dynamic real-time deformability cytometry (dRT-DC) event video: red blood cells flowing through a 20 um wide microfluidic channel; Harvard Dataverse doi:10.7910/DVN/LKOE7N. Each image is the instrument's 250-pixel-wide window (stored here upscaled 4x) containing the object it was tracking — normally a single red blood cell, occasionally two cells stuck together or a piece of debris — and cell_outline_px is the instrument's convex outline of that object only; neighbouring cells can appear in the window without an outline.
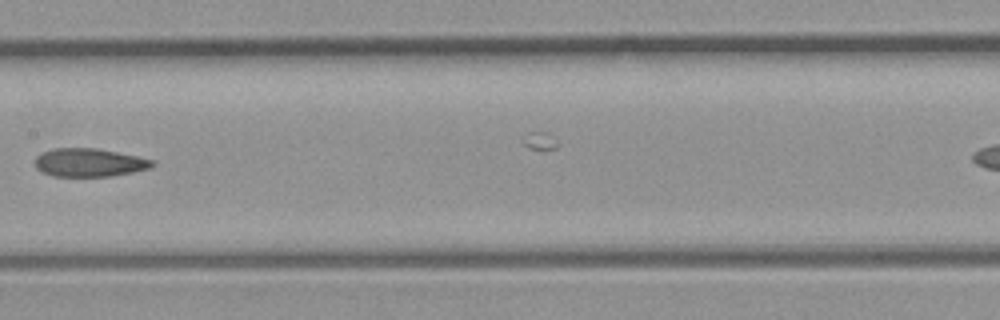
{"species": "common noctule bat (a hibernating species)", "species_latin": "Nyctalus noctula", "temperature_condition": "room temperature", "stored_images_in_passage": 17, "camera_frame_rate_fps": 3000, "um_per_image_px": 0.085, "animal": {"sex": "male", "body_mass_g": 23.1, "forearm_length_mm": 52.7}, "frame": {"image": 1, "passage_image": 5, "time_ms": 1.333, "image_size_px": [1000, 320], "cell_outline_px": [[156, 164], [148, 168], [132, 172], [108, 176], [52, 176], [36, 168], [36, 156], [52, 148], [96, 148], [156, 160]], "centroid_in_image_um": [7.6, 13.81], "position_along_channel_um": 199.8, "area_um2": 19.13}}
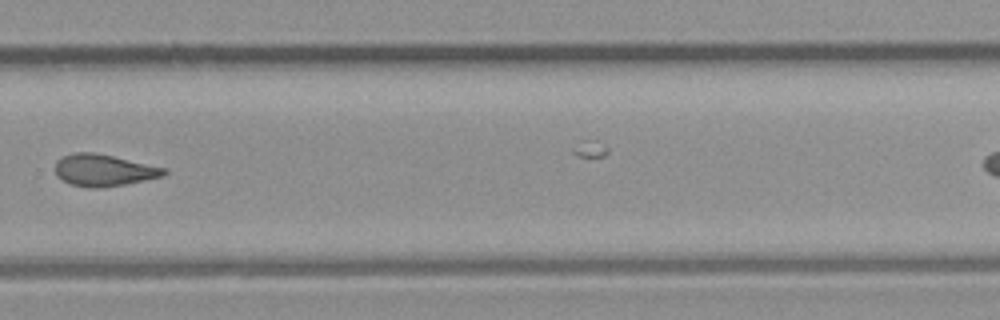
{"frame": {"image": 2, "passage_image": 11, "time_ms": 3.333, "image_size_px": [1000, 320], "cell_outline_px": [[168, 172], [164, 176], [124, 184], [92, 188], [72, 184], [64, 180], [56, 172], [56, 160], [72, 152], [96, 152], [168, 168]], "centroid_in_image_um": [8.87, 14.44], "position_along_channel_um": 320.9, "area_um2": 20.0}}
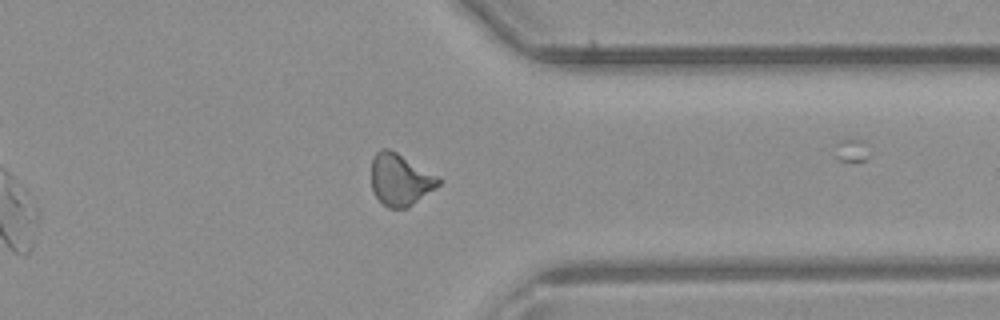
{"frame": {"image": 3, "passage_image": 14, "time_ms": 4.333, "image_size_px": [1000, 320], "cell_outline_px": [[444, 180], [436, 188], [408, 208], [388, 208], [376, 196], [372, 188], [372, 160], [376, 152], [380, 148], [388, 148], [396, 152], [440, 176]], "centroid_in_image_um": [34.06, 15.27], "position_along_channel_um": 377.3, "area_um2": 20.46}}